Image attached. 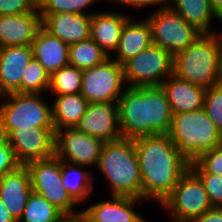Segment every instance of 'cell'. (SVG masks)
<instances>
[{
	"label": "cell",
	"mask_w": 222,
	"mask_h": 222,
	"mask_svg": "<svg viewBox=\"0 0 222 222\" xmlns=\"http://www.w3.org/2000/svg\"><path fill=\"white\" fill-rule=\"evenodd\" d=\"M133 141L142 180V199L162 204L190 169V161L167 134L142 136Z\"/></svg>",
	"instance_id": "obj_1"
},
{
	"label": "cell",
	"mask_w": 222,
	"mask_h": 222,
	"mask_svg": "<svg viewBox=\"0 0 222 222\" xmlns=\"http://www.w3.org/2000/svg\"><path fill=\"white\" fill-rule=\"evenodd\" d=\"M119 125L123 138L168 134L173 112L159 86L126 87L118 100Z\"/></svg>",
	"instance_id": "obj_2"
},
{
	"label": "cell",
	"mask_w": 222,
	"mask_h": 222,
	"mask_svg": "<svg viewBox=\"0 0 222 222\" xmlns=\"http://www.w3.org/2000/svg\"><path fill=\"white\" fill-rule=\"evenodd\" d=\"M96 168L110 183L112 196L142 199V180L133 139L122 137L106 142Z\"/></svg>",
	"instance_id": "obj_3"
},
{
	"label": "cell",
	"mask_w": 222,
	"mask_h": 222,
	"mask_svg": "<svg viewBox=\"0 0 222 222\" xmlns=\"http://www.w3.org/2000/svg\"><path fill=\"white\" fill-rule=\"evenodd\" d=\"M173 74L202 87L221 83L219 33H202L185 50L173 55Z\"/></svg>",
	"instance_id": "obj_4"
},
{
	"label": "cell",
	"mask_w": 222,
	"mask_h": 222,
	"mask_svg": "<svg viewBox=\"0 0 222 222\" xmlns=\"http://www.w3.org/2000/svg\"><path fill=\"white\" fill-rule=\"evenodd\" d=\"M167 135L190 162L222 144V133L207 116L203 107L173 114Z\"/></svg>",
	"instance_id": "obj_5"
},
{
	"label": "cell",
	"mask_w": 222,
	"mask_h": 222,
	"mask_svg": "<svg viewBox=\"0 0 222 222\" xmlns=\"http://www.w3.org/2000/svg\"><path fill=\"white\" fill-rule=\"evenodd\" d=\"M42 94L8 93L0 96V135L6 138L14 129L54 128L52 106Z\"/></svg>",
	"instance_id": "obj_6"
},
{
	"label": "cell",
	"mask_w": 222,
	"mask_h": 222,
	"mask_svg": "<svg viewBox=\"0 0 222 222\" xmlns=\"http://www.w3.org/2000/svg\"><path fill=\"white\" fill-rule=\"evenodd\" d=\"M31 178L33 192L43 196L64 215H80L76 211L77 203L64 188L61 178V160L55 155L44 160H35L26 164ZM76 205V206H75Z\"/></svg>",
	"instance_id": "obj_7"
},
{
	"label": "cell",
	"mask_w": 222,
	"mask_h": 222,
	"mask_svg": "<svg viewBox=\"0 0 222 222\" xmlns=\"http://www.w3.org/2000/svg\"><path fill=\"white\" fill-rule=\"evenodd\" d=\"M161 207L169 210L172 222H192L213 208L202 181L191 169L181 177Z\"/></svg>",
	"instance_id": "obj_8"
},
{
	"label": "cell",
	"mask_w": 222,
	"mask_h": 222,
	"mask_svg": "<svg viewBox=\"0 0 222 222\" xmlns=\"http://www.w3.org/2000/svg\"><path fill=\"white\" fill-rule=\"evenodd\" d=\"M147 20L151 27L152 44L172 56L185 50L202 34L169 6L154 10Z\"/></svg>",
	"instance_id": "obj_9"
},
{
	"label": "cell",
	"mask_w": 222,
	"mask_h": 222,
	"mask_svg": "<svg viewBox=\"0 0 222 222\" xmlns=\"http://www.w3.org/2000/svg\"><path fill=\"white\" fill-rule=\"evenodd\" d=\"M173 56L154 44L123 64L127 87L159 86L173 73Z\"/></svg>",
	"instance_id": "obj_10"
},
{
	"label": "cell",
	"mask_w": 222,
	"mask_h": 222,
	"mask_svg": "<svg viewBox=\"0 0 222 222\" xmlns=\"http://www.w3.org/2000/svg\"><path fill=\"white\" fill-rule=\"evenodd\" d=\"M124 87L123 65L109 57L103 63L83 70L80 93L89 103H118Z\"/></svg>",
	"instance_id": "obj_11"
},
{
	"label": "cell",
	"mask_w": 222,
	"mask_h": 222,
	"mask_svg": "<svg viewBox=\"0 0 222 222\" xmlns=\"http://www.w3.org/2000/svg\"><path fill=\"white\" fill-rule=\"evenodd\" d=\"M106 142L91 137L76 128L55 130V156L61 161L86 166H97Z\"/></svg>",
	"instance_id": "obj_12"
},
{
	"label": "cell",
	"mask_w": 222,
	"mask_h": 222,
	"mask_svg": "<svg viewBox=\"0 0 222 222\" xmlns=\"http://www.w3.org/2000/svg\"><path fill=\"white\" fill-rule=\"evenodd\" d=\"M6 139L21 165L55 155V128L14 129Z\"/></svg>",
	"instance_id": "obj_13"
},
{
	"label": "cell",
	"mask_w": 222,
	"mask_h": 222,
	"mask_svg": "<svg viewBox=\"0 0 222 222\" xmlns=\"http://www.w3.org/2000/svg\"><path fill=\"white\" fill-rule=\"evenodd\" d=\"M91 137L108 141L122 138L119 125L118 103L93 102L89 103L85 114L75 127Z\"/></svg>",
	"instance_id": "obj_14"
},
{
	"label": "cell",
	"mask_w": 222,
	"mask_h": 222,
	"mask_svg": "<svg viewBox=\"0 0 222 222\" xmlns=\"http://www.w3.org/2000/svg\"><path fill=\"white\" fill-rule=\"evenodd\" d=\"M32 58L31 45L0 48V96L21 93L23 72Z\"/></svg>",
	"instance_id": "obj_15"
},
{
	"label": "cell",
	"mask_w": 222,
	"mask_h": 222,
	"mask_svg": "<svg viewBox=\"0 0 222 222\" xmlns=\"http://www.w3.org/2000/svg\"><path fill=\"white\" fill-rule=\"evenodd\" d=\"M42 26L69 46L90 39L91 15L75 13L40 14Z\"/></svg>",
	"instance_id": "obj_16"
},
{
	"label": "cell",
	"mask_w": 222,
	"mask_h": 222,
	"mask_svg": "<svg viewBox=\"0 0 222 222\" xmlns=\"http://www.w3.org/2000/svg\"><path fill=\"white\" fill-rule=\"evenodd\" d=\"M32 191L30 173L26 165H20L0 178V199L16 222L20 220Z\"/></svg>",
	"instance_id": "obj_17"
},
{
	"label": "cell",
	"mask_w": 222,
	"mask_h": 222,
	"mask_svg": "<svg viewBox=\"0 0 222 222\" xmlns=\"http://www.w3.org/2000/svg\"><path fill=\"white\" fill-rule=\"evenodd\" d=\"M42 26L39 8L19 15H0V48L31 45Z\"/></svg>",
	"instance_id": "obj_18"
},
{
	"label": "cell",
	"mask_w": 222,
	"mask_h": 222,
	"mask_svg": "<svg viewBox=\"0 0 222 222\" xmlns=\"http://www.w3.org/2000/svg\"><path fill=\"white\" fill-rule=\"evenodd\" d=\"M112 200L99 201L82 210V215L90 222H148L134 211V205L143 199L112 196Z\"/></svg>",
	"instance_id": "obj_19"
},
{
	"label": "cell",
	"mask_w": 222,
	"mask_h": 222,
	"mask_svg": "<svg viewBox=\"0 0 222 222\" xmlns=\"http://www.w3.org/2000/svg\"><path fill=\"white\" fill-rule=\"evenodd\" d=\"M173 114L198 110L204 105L205 87L171 74L161 84Z\"/></svg>",
	"instance_id": "obj_20"
},
{
	"label": "cell",
	"mask_w": 222,
	"mask_h": 222,
	"mask_svg": "<svg viewBox=\"0 0 222 222\" xmlns=\"http://www.w3.org/2000/svg\"><path fill=\"white\" fill-rule=\"evenodd\" d=\"M31 48L33 58L37 59L50 75L69 65V45L52 35L43 26L37 31Z\"/></svg>",
	"instance_id": "obj_21"
},
{
	"label": "cell",
	"mask_w": 222,
	"mask_h": 222,
	"mask_svg": "<svg viewBox=\"0 0 222 222\" xmlns=\"http://www.w3.org/2000/svg\"><path fill=\"white\" fill-rule=\"evenodd\" d=\"M130 18L117 12H95L91 15L90 38L109 56L117 50L120 34ZM112 51V52H111Z\"/></svg>",
	"instance_id": "obj_22"
},
{
	"label": "cell",
	"mask_w": 222,
	"mask_h": 222,
	"mask_svg": "<svg viewBox=\"0 0 222 222\" xmlns=\"http://www.w3.org/2000/svg\"><path fill=\"white\" fill-rule=\"evenodd\" d=\"M152 44L151 27L145 18L132 21L131 17L125 22L117 47L115 61L123 65L130 58L136 56Z\"/></svg>",
	"instance_id": "obj_23"
},
{
	"label": "cell",
	"mask_w": 222,
	"mask_h": 222,
	"mask_svg": "<svg viewBox=\"0 0 222 222\" xmlns=\"http://www.w3.org/2000/svg\"><path fill=\"white\" fill-rule=\"evenodd\" d=\"M55 96L52 104L55 130L75 128L85 114L89 102L81 93Z\"/></svg>",
	"instance_id": "obj_24"
},
{
	"label": "cell",
	"mask_w": 222,
	"mask_h": 222,
	"mask_svg": "<svg viewBox=\"0 0 222 222\" xmlns=\"http://www.w3.org/2000/svg\"><path fill=\"white\" fill-rule=\"evenodd\" d=\"M168 6L202 33H216L211 22L214 19L222 22L208 0H169Z\"/></svg>",
	"instance_id": "obj_25"
},
{
	"label": "cell",
	"mask_w": 222,
	"mask_h": 222,
	"mask_svg": "<svg viewBox=\"0 0 222 222\" xmlns=\"http://www.w3.org/2000/svg\"><path fill=\"white\" fill-rule=\"evenodd\" d=\"M86 166L61 161V178L64 188L71 198L79 204L89 199L93 192V174L85 170Z\"/></svg>",
	"instance_id": "obj_26"
},
{
	"label": "cell",
	"mask_w": 222,
	"mask_h": 222,
	"mask_svg": "<svg viewBox=\"0 0 222 222\" xmlns=\"http://www.w3.org/2000/svg\"><path fill=\"white\" fill-rule=\"evenodd\" d=\"M108 58L91 38L69 46V64L81 70L99 65Z\"/></svg>",
	"instance_id": "obj_27"
},
{
	"label": "cell",
	"mask_w": 222,
	"mask_h": 222,
	"mask_svg": "<svg viewBox=\"0 0 222 222\" xmlns=\"http://www.w3.org/2000/svg\"><path fill=\"white\" fill-rule=\"evenodd\" d=\"M63 215L47 199L32 191L18 222H55Z\"/></svg>",
	"instance_id": "obj_28"
},
{
	"label": "cell",
	"mask_w": 222,
	"mask_h": 222,
	"mask_svg": "<svg viewBox=\"0 0 222 222\" xmlns=\"http://www.w3.org/2000/svg\"><path fill=\"white\" fill-rule=\"evenodd\" d=\"M83 70L67 65L50 75L49 90L54 95H68L81 92Z\"/></svg>",
	"instance_id": "obj_29"
},
{
	"label": "cell",
	"mask_w": 222,
	"mask_h": 222,
	"mask_svg": "<svg viewBox=\"0 0 222 222\" xmlns=\"http://www.w3.org/2000/svg\"><path fill=\"white\" fill-rule=\"evenodd\" d=\"M50 74L35 58L25 68L21 81V93L41 94L49 90Z\"/></svg>",
	"instance_id": "obj_30"
},
{
	"label": "cell",
	"mask_w": 222,
	"mask_h": 222,
	"mask_svg": "<svg viewBox=\"0 0 222 222\" xmlns=\"http://www.w3.org/2000/svg\"><path fill=\"white\" fill-rule=\"evenodd\" d=\"M98 0H38L40 14L75 13L90 14L85 10ZM100 1V0H99ZM102 1V0H101ZM106 1V0H105Z\"/></svg>",
	"instance_id": "obj_31"
},
{
	"label": "cell",
	"mask_w": 222,
	"mask_h": 222,
	"mask_svg": "<svg viewBox=\"0 0 222 222\" xmlns=\"http://www.w3.org/2000/svg\"><path fill=\"white\" fill-rule=\"evenodd\" d=\"M194 173H211L222 176V144L201 154L190 162Z\"/></svg>",
	"instance_id": "obj_32"
},
{
	"label": "cell",
	"mask_w": 222,
	"mask_h": 222,
	"mask_svg": "<svg viewBox=\"0 0 222 222\" xmlns=\"http://www.w3.org/2000/svg\"><path fill=\"white\" fill-rule=\"evenodd\" d=\"M203 108L222 133V82L205 88Z\"/></svg>",
	"instance_id": "obj_33"
},
{
	"label": "cell",
	"mask_w": 222,
	"mask_h": 222,
	"mask_svg": "<svg viewBox=\"0 0 222 222\" xmlns=\"http://www.w3.org/2000/svg\"><path fill=\"white\" fill-rule=\"evenodd\" d=\"M202 181L213 207L222 208V176L211 173H195Z\"/></svg>",
	"instance_id": "obj_34"
},
{
	"label": "cell",
	"mask_w": 222,
	"mask_h": 222,
	"mask_svg": "<svg viewBox=\"0 0 222 222\" xmlns=\"http://www.w3.org/2000/svg\"><path fill=\"white\" fill-rule=\"evenodd\" d=\"M38 9V0H0V15H19Z\"/></svg>",
	"instance_id": "obj_35"
},
{
	"label": "cell",
	"mask_w": 222,
	"mask_h": 222,
	"mask_svg": "<svg viewBox=\"0 0 222 222\" xmlns=\"http://www.w3.org/2000/svg\"><path fill=\"white\" fill-rule=\"evenodd\" d=\"M20 165L8 140L0 135V178L16 170Z\"/></svg>",
	"instance_id": "obj_36"
},
{
	"label": "cell",
	"mask_w": 222,
	"mask_h": 222,
	"mask_svg": "<svg viewBox=\"0 0 222 222\" xmlns=\"http://www.w3.org/2000/svg\"><path fill=\"white\" fill-rule=\"evenodd\" d=\"M109 1V0H107ZM113 2H116L118 4H124L125 6H130V7H150V6H156L159 5V8H163L168 6L169 0H110Z\"/></svg>",
	"instance_id": "obj_37"
},
{
	"label": "cell",
	"mask_w": 222,
	"mask_h": 222,
	"mask_svg": "<svg viewBox=\"0 0 222 222\" xmlns=\"http://www.w3.org/2000/svg\"><path fill=\"white\" fill-rule=\"evenodd\" d=\"M192 222H222V208L213 207Z\"/></svg>",
	"instance_id": "obj_38"
},
{
	"label": "cell",
	"mask_w": 222,
	"mask_h": 222,
	"mask_svg": "<svg viewBox=\"0 0 222 222\" xmlns=\"http://www.w3.org/2000/svg\"><path fill=\"white\" fill-rule=\"evenodd\" d=\"M0 222H16L0 199Z\"/></svg>",
	"instance_id": "obj_39"
},
{
	"label": "cell",
	"mask_w": 222,
	"mask_h": 222,
	"mask_svg": "<svg viewBox=\"0 0 222 222\" xmlns=\"http://www.w3.org/2000/svg\"><path fill=\"white\" fill-rule=\"evenodd\" d=\"M211 8L222 19V0H208Z\"/></svg>",
	"instance_id": "obj_40"
},
{
	"label": "cell",
	"mask_w": 222,
	"mask_h": 222,
	"mask_svg": "<svg viewBox=\"0 0 222 222\" xmlns=\"http://www.w3.org/2000/svg\"><path fill=\"white\" fill-rule=\"evenodd\" d=\"M219 74L222 82V32L219 34Z\"/></svg>",
	"instance_id": "obj_41"
},
{
	"label": "cell",
	"mask_w": 222,
	"mask_h": 222,
	"mask_svg": "<svg viewBox=\"0 0 222 222\" xmlns=\"http://www.w3.org/2000/svg\"><path fill=\"white\" fill-rule=\"evenodd\" d=\"M75 220H76V215H63L55 222H75Z\"/></svg>",
	"instance_id": "obj_42"
},
{
	"label": "cell",
	"mask_w": 222,
	"mask_h": 222,
	"mask_svg": "<svg viewBox=\"0 0 222 222\" xmlns=\"http://www.w3.org/2000/svg\"><path fill=\"white\" fill-rule=\"evenodd\" d=\"M75 222H90V221L87 220L82 214H80V215H76Z\"/></svg>",
	"instance_id": "obj_43"
}]
</instances>
